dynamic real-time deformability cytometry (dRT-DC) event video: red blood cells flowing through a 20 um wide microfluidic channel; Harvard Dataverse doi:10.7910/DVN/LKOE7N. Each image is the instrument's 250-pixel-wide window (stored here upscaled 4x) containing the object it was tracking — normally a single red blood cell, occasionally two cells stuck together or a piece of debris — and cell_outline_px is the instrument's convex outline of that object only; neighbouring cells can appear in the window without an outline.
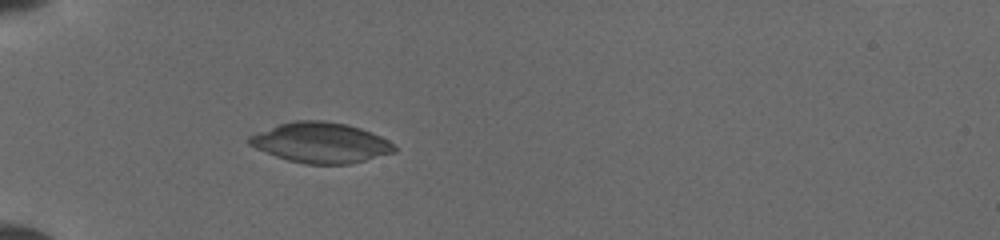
{"species": "common noctule bat (a hibernating species)", "species_latin": "Nyctalus noctula", "temperature_condition": "cold", "stored_images_in_passage": 9, "camera_frame_rate_fps": 3000, "um_per_image_px": 0.085, "animal": {"sex": "female", "body_mass_g": 19.5, "forearm_length_mm": 54.1}, "frame": {"image": 1, "passage_image": 6, "time_ms": 2.0, "image_size_px": [1000, 240], "cell_outline_px": [[396, 152], [348, 164], [304, 164], [288, 160], [276, 156], [256, 148], [248, 144], [248, 136], [280, 124], [296, 120], [324, 120], [348, 124], [360, 128], [380, 136], [396, 144]], "centroid_in_image_um": [27.29, 12.12], "position_along_channel_um": 57.7, "area_um2": 33.99}}